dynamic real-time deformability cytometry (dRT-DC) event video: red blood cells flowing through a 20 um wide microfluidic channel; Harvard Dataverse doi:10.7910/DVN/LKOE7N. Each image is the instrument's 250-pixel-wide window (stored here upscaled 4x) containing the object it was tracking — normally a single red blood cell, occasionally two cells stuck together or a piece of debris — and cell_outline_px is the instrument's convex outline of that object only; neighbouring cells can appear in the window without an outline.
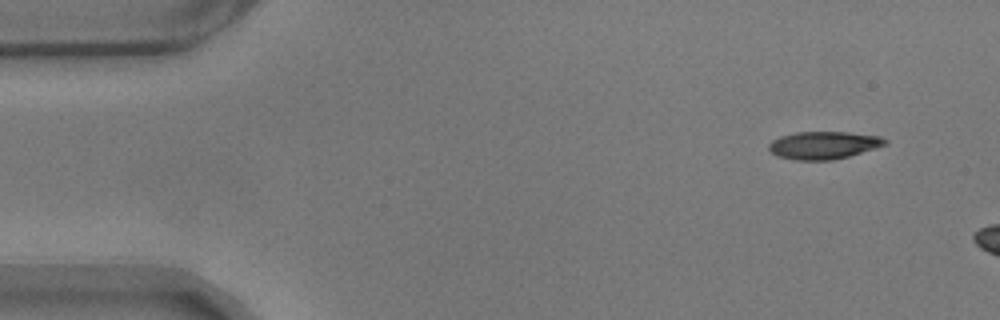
{"species": "common noctule bat (a hibernating species)", "species_latin": "Nyctalus noctula", "temperature_condition": "warm", "stored_images_in_passage": 9, "camera_frame_rate_fps": 3000, "um_per_image_px": 0.085, "animal": {"sex": "male", "body_mass_g": 17.9}, "frame": {"image": 1, "passage_image": 1, "time_ms": 0.0, "image_size_px": [1000, 320], "cell_outline_px": [[888, 144], [848, 156], [832, 160], [796, 160], [776, 156], [768, 148], [768, 144], [772, 140], [780, 136], [796, 132], [848, 132], [880, 136], [888, 140]], "centroid_in_image_um": [69.99, 12.34], "position_along_channel_um": 15.0, "area_um2": 18.73}}